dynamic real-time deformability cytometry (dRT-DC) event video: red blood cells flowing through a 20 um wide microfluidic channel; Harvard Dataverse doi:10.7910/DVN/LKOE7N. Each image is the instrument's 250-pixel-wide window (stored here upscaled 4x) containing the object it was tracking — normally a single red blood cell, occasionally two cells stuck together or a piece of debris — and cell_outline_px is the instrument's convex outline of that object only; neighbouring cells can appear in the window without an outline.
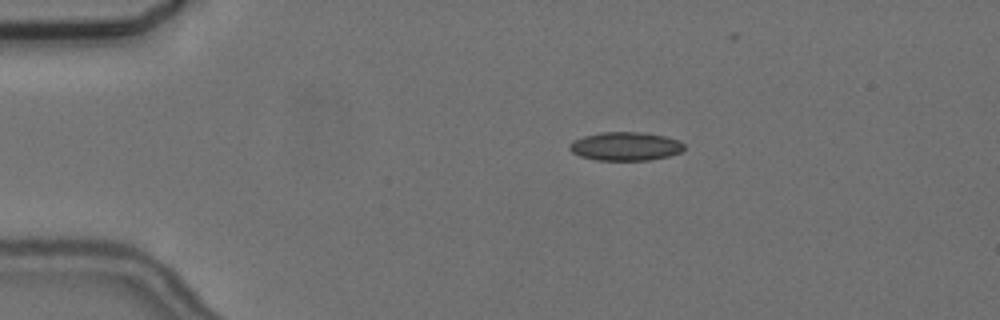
{"species": "common noctule bat (a hibernating species)", "species_latin": "Nyctalus noctula", "temperature_condition": "cold", "stored_images_in_passage": 3, "camera_frame_rate_fps": 3000, "um_per_image_px": 0.085, "animal": {"sex": "female", "body_mass_g": 24.6, "forearm_length_mm": 56.2}, "frame": {"image": 1, "passage_image": 1, "time_ms": 0.0, "image_size_px": [1000, 320], "cell_outline_px": [[684, 148], [680, 152], [668, 156], [648, 160], [596, 160], [580, 156], [572, 152], [568, 148], [568, 144], [572, 140], [584, 136], [604, 132], [644, 132], [664, 136], [680, 140], [684, 144]], "centroid_in_image_um": [53.14, 12.43], "position_along_channel_um": 31.9, "area_um2": 19.13}}